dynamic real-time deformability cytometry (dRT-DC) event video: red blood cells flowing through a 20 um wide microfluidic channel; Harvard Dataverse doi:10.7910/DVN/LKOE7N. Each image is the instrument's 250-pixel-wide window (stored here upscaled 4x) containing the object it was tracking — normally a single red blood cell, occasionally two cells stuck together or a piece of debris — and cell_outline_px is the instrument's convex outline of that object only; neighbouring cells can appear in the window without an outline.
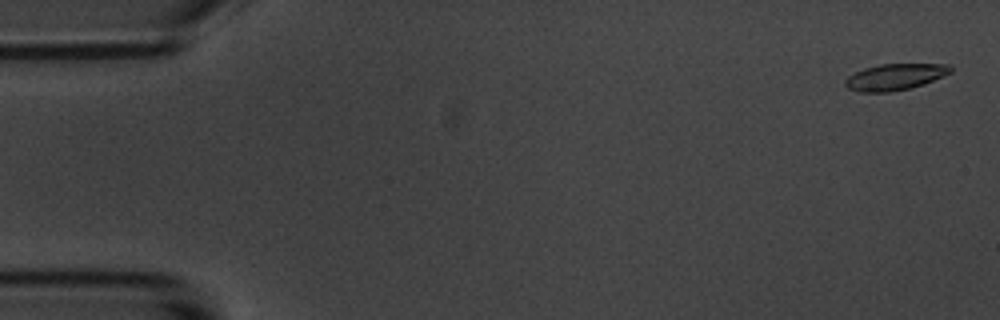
{"species": "common noctule bat (a hibernating species)", "species_latin": "Nyctalus noctula", "temperature_condition": "room temperature", "stored_images_in_passage": 56, "camera_frame_rate_fps": 3000, "um_per_image_px": 0.085, "animal": {"sex": "male", "body_mass_g": 20.1, "forearm_length_mm": 53.5}, "frame": {"image": 1, "passage_image": 2, "time_ms": 0.333, "image_size_px": [1000, 320], "cell_outline_px": [[952, 72], [944, 76], [924, 84], [912, 88], [888, 92], [860, 92], [848, 88], [844, 84], [844, 80], [848, 76], [864, 68], [880, 64], [948, 64], [952, 68]], "centroid_in_image_um": [76.08, 6.54], "position_along_channel_um": 8.9, "area_um2": 16.24}}
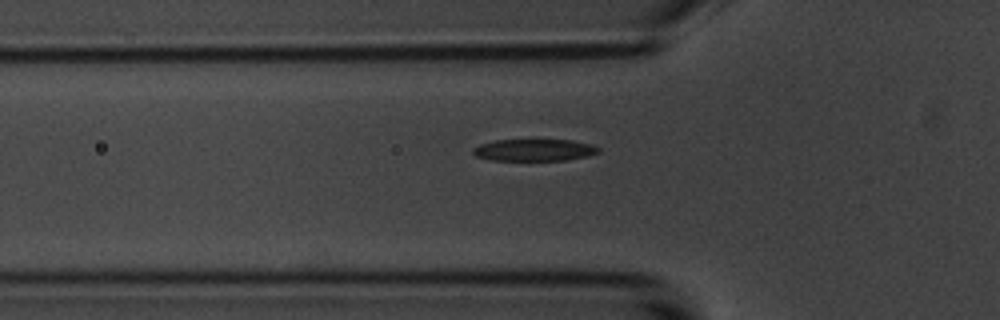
{"frame": {"image": 2, "passage_image": 19, "time_ms": 6.0, "image_size_px": [1000, 320], "cell_outline_px": [[600, 152], [588, 156], [564, 160], [492, 160], [476, 156], [472, 152], [472, 148], [480, 144], [496, 140], [572, 140], [592, 144], [600, 148]], "centroid_in_image_um": [45.43, 12.75], "position_along_channel_um": 80.4, "area_um2": 16.01}}
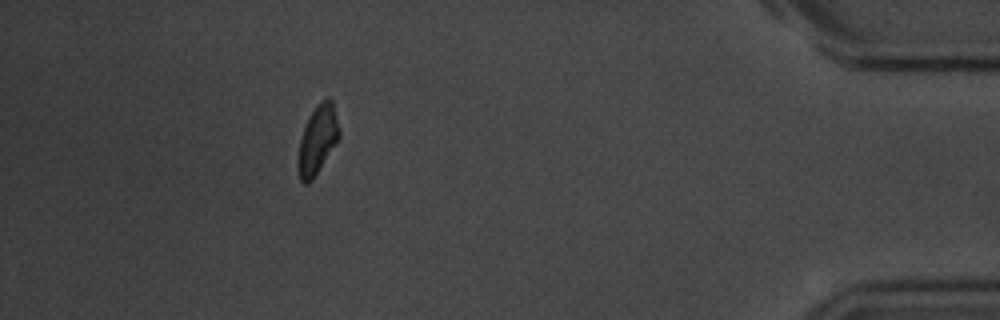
{"frame": {"image": 3, "passage_image": 51, "time_ms": 16.667, "image_size_px": [1000, 320], "cell_outline_px": [[340, 136], [312, 180], [308, 184], [304, 184], [300, 180], [296, 168], [296, 164], [300, 140], [304, 128], [316, 104], [320, 100], [328, 96], [332, 100], [340, 128]], "centroid_in_image_um": [26.98, 11.88], "position_along_channel_um": 408.2, "area_um2": 16.47}, "authors_computed_cell_mechanics": {"area_um2": 16.9065, "velocity_mm_per_s": 3.5815, "shape_relaxation_time_tau1_ms": 2.1499, "shape_relaxation_time_tau2_ms": 6.991, "deformation_change_tau1": 0.1426, "deformation_change_tau2": 0.1313}}